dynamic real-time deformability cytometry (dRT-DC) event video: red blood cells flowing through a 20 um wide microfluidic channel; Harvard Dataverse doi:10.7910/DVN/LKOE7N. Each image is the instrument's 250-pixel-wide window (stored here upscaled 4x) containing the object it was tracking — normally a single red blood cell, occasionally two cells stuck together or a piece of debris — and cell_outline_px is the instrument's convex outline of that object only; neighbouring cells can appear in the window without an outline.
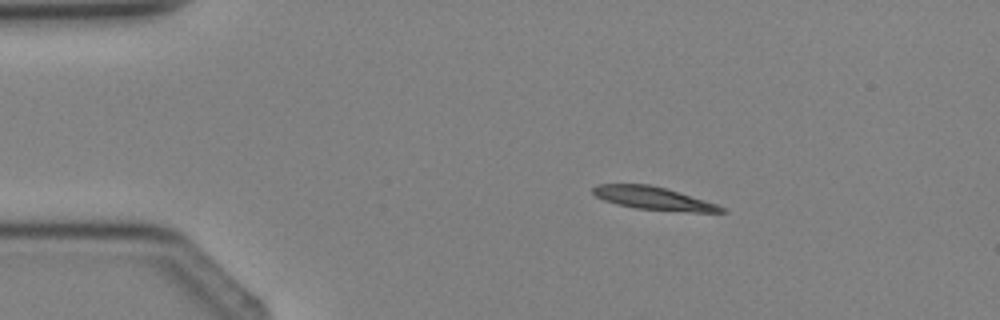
{"species": "Egyptian fruit bat (a non-hibernating species)", "species_latin": "Rousettus aegyptiacus", "temperature_condition": "cold", "stored_images_in_passage": 3, "camera_frame_rate_fps": 3000, "um_per_image_px": 0.085, "animal": {"sex": "female"}, "frame": {"image": 1, "passage_image": 2, "time_ms": 2.0, "image_size_px": [1000, 320], "cell_outline_px": [[728, 212], [688, 212], [636, 208], [616, 204], [604, 200], [596, 196], [592, 192], [592, 188], [600, 184], [648, 184], [664, 188], [716, 204], [724, 208]], "centroid_in_image_um": [55.51, 16.86], "position_along_channel_um": 29.5, "area_um2": 16.82}}